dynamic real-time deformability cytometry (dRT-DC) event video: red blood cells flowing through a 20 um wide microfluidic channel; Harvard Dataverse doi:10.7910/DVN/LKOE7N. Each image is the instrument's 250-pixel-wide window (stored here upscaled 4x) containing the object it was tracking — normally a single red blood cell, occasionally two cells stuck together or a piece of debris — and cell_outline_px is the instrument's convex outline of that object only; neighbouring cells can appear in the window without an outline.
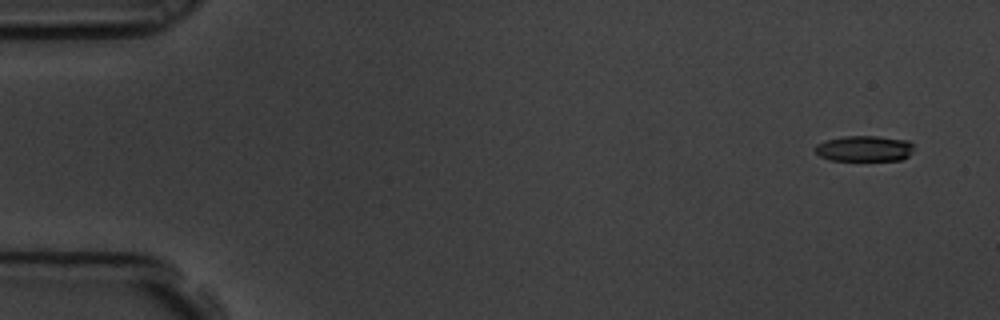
{"species": "common noctule bat (a hibernating species)", "species_latin": "Nyctalus noctula", "temperature_condition": "room temperature", "stored_images_in_passage": 4, "camera_frame_rate_fps": 3000, "um_per_image_px": 0.085, "animal": {"sex": "male", "body_mass_g": 19.5, "forearm_length_mm": 54.6}, "frame": {"image": 1, "passage_image": 1, "time_ms": 0.0, "image_size_px": [1000, 320], "cell_outline_px": [[912, 152], [908, 156], [900, 160], [828, 160], [820, 156], [812, 148], [816, 144], [824, 140], [844, 136], [876, 136], [908, 140], [912, 144]], "centroid_in_image_um": [73.42, 12.62], "position_along_channel_um": 11.6, "area_um2": 14.91}}